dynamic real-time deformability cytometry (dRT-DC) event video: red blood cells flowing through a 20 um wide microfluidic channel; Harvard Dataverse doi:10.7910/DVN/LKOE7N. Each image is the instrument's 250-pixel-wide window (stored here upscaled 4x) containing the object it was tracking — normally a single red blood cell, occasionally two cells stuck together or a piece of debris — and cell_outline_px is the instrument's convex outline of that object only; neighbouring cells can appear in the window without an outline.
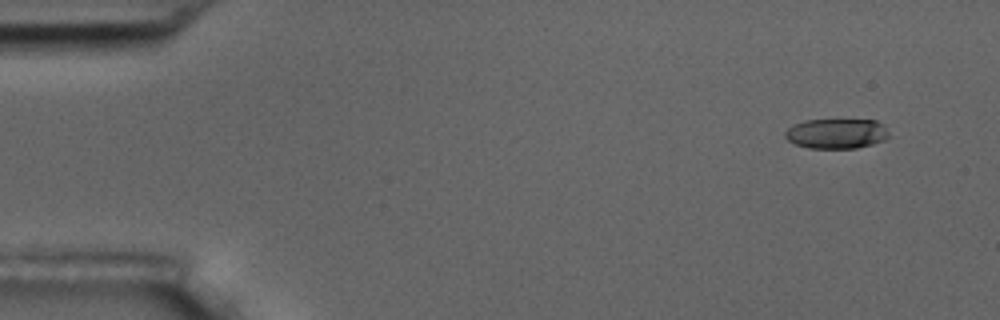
{"species": "common noctule bat (a hibernating species)", "species_latin": "Nyctalus noctula", "temperature_condition": "room temperature", "stored_images_in_passage": 5, "camera_frame_rate_fps": 3000, "um_per_image_px": 0.085, "animal": {"sex": "male", "body_mass_g": 17.5, "forearm_length_mm": 52.3}, "frame": {"image": 1, "passage_image": 2, "time_ms": 1.0, "image_size_px": [1000, 320], "cell_outline_px": [[892, 136], [884, 140], [872, 144], [856, 148], [808, 148], [796, 144], [788, 140], [784, 136], [784, 132], [792, 124], [804, 120], [876, 120], [884, 124]], "centroid_in_image_um": [71.12, 11.35], "position_along_channel_um": 13.9, "area_um2": 18.38}}